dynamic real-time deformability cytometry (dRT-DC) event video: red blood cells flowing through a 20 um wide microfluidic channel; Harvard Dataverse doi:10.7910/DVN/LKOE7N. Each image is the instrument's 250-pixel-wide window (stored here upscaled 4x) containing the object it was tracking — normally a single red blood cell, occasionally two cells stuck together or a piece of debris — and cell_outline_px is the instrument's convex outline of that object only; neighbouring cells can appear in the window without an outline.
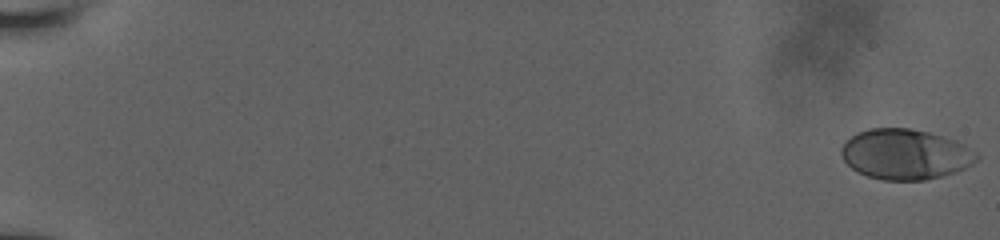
{"species": "human", "species_latin": "Homo sapiens", "temperature_condition": "room temperature", "stored_images_in_passage": 39, "camera_frame_rate_fps": 3000, "um_per_image_px": 0.085, "donor": {"sex": "male"}, "frame": {"image": 1, "passage_image": 1, "time_ms": 0.0, "image_size_px": [1000, 240], "cell_outline_px": [[980, 156], [972, 164], [964, 168], [940, 176], [924, 180], [884, 180], [868, 176], [856, 172], [844, 160], [840, 152], [840, 148], [856, 132], [868, 128], [908, 128], [928, 132], [956, 140], [964, 144], [976, 152]], "centroid_in_image_um": [76.93, 13.1], "position_along_channel_um": 8.1, "area_um2": 39.59}}
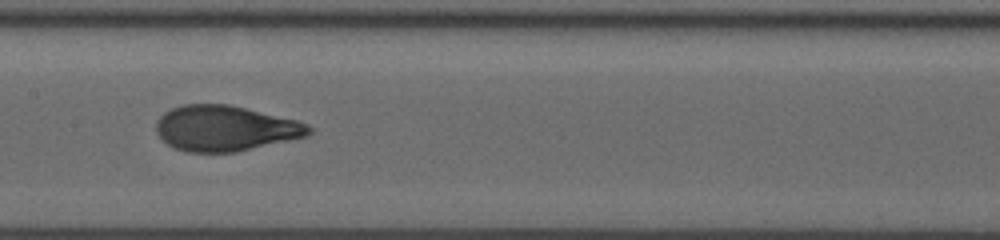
{"frame": {"image": 2, "passage_image": 22, "time_ms": 10.333, "image_size_px": [1000, 240], "cell_outline_px": [[312, 132], [308, 136], [236, 152], [184, 152], [168, 144], [156, 132], [156, 120], [164, 112], [172, 108], [184, 104], [228, 104], [296, 120], [308, 124], [312, 128]], "centroid_in_image_um": [19.14, 10.91], "position_along_channel_um": 188.3, "area_um2": 40.4}}
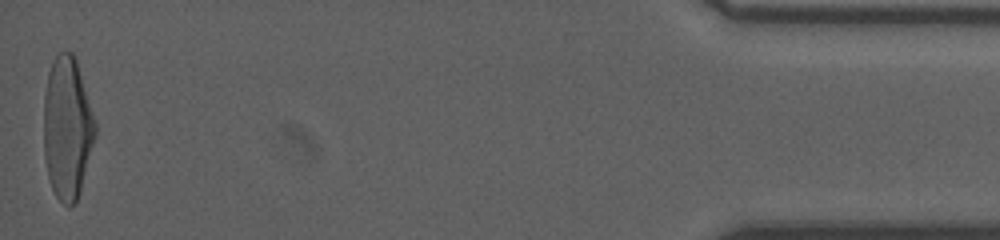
{"frame": {"image": 3, "passage_image": 39, "time_ms": 18.667, "image_size_px": [1000, 240], "cell_outline_px": [[96, 136], [80, 192], [76, 200], [68, 208], [56, 196], [52, 188], [48, 176], [44, 156], [44, 92], [48, 72], [52, 60], [60, 52], [72, 52], [76, 60], [96, 124]], "centroid_in_image_um": [5.71, 10.89], "position_along_channel_um": 429.5, "area_um2": 42.6}, "authors_computed_cell_mechanics": {"area_um2": 39.9976, "velocity_mm_per_s": 3.8772, "shape_relaxation_time_tau1_ms": 5.3039, "shape_relaxation_time_tau2_ms": null, "deformation_change_tau1": 0.2152, "deformation_change_tau2": null}}